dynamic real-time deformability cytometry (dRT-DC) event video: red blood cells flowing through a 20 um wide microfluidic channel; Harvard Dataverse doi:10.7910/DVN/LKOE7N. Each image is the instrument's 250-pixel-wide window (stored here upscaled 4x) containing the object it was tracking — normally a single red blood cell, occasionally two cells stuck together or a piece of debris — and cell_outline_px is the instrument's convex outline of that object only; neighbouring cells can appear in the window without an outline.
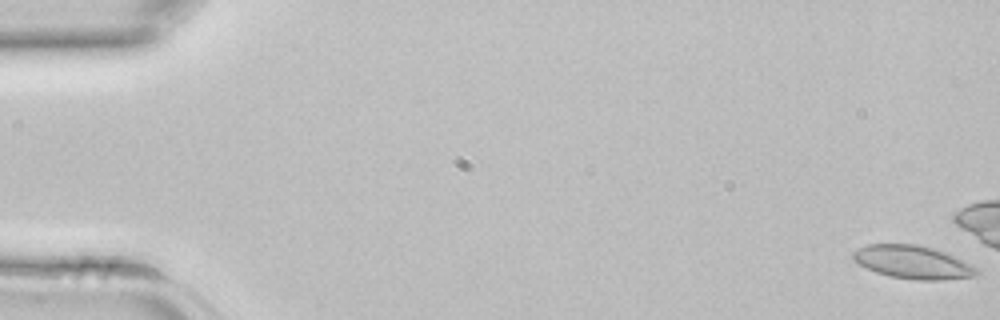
{"species": "common noctule bat (a hibernating species)", "species_latin": "Nyctalus noctula", "temperature_condition": "room temperature", "stored_images_in_passage": 13, "camera_frame_rate_fps": 3000, "um_per_image_px": 0.085, "animal": {"sex": "female", "body_mass_g": 22.7, "forearm_length_mm": 54.2}, "frame": {"image": 1, "passage_image": 1, "time_ms": 0.0, "image_size_px": [1000, 320], "cell_outline_px": [[980, 272], [976, 276], [940, 280], [912, 280], [888, 276], [876, 272], [852, 260], [852, 252], [868, 244], [916, 244], [932, 248], [944, 252], [972, 264], [980, 268]], "centroid_in_image_um": [77.62, 22.29], "position_along_channel_um": 7.4, "area_um2": 23.99}}